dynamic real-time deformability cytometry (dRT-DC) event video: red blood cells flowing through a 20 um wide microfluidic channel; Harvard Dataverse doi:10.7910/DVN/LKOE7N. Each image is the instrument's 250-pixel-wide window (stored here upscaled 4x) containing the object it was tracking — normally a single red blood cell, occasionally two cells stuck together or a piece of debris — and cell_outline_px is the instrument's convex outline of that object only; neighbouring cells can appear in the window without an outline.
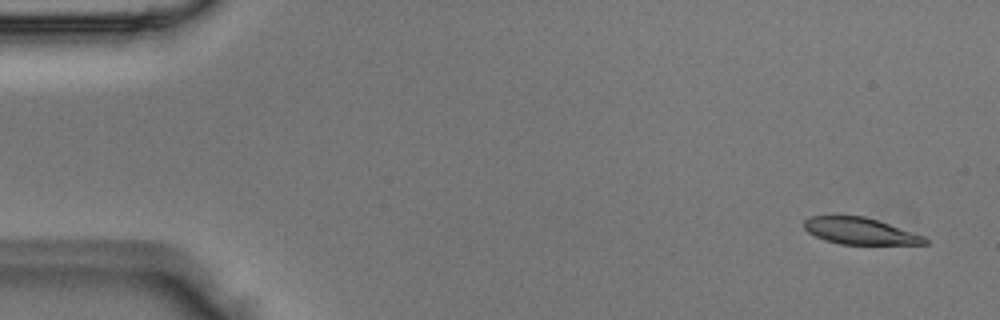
{"species": "Egyptian fruit bat (a non-hibernating species)", "species_latin": "Rousettus aegyptiacus", "temperature_condition": "room temperature", "stored_images_in_passage": 5, "camera_frame_rate_fps": 3000, "um_per_image_px": 0.085, "animal": {"sex": "male"}, "frame": {"image": 1, "passage_image": 1, "time_ms": 0.0, "image_size_px": [1000, 320], "cell_outline_px": [[928, 244], [840, 244], [824, 240], [808, 232], [804, 228], [804, 220], [812, 216], [864, 216], [924, 236], [928, 240]], "centroid_in_image_um": [73.08, 19.64], "position_along_channel_um": 11.9, "area_um2": 18.44}}